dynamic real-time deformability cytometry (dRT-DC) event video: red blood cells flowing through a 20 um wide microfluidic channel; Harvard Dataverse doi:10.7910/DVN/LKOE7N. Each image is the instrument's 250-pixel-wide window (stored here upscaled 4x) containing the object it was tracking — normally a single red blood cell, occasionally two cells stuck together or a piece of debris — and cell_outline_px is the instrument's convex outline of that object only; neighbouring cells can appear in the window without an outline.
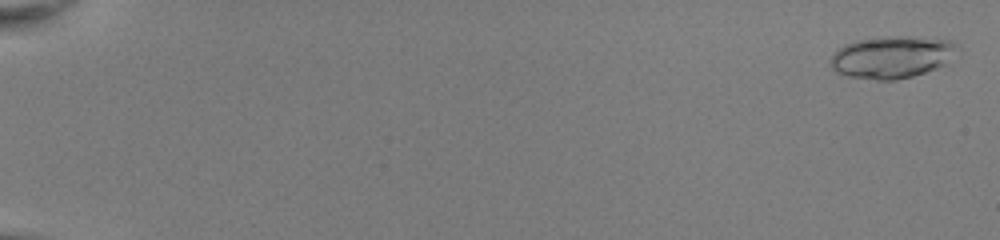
{"species": "common noctule bat (a hibernating species)", "species_latin": "Nyctalus noctula", "temperature_condition": "room temperature", "stored_images_in_passage": 52, "camera_frame_rate_fps": 3000, "um_per_image_px": 0.085, "animal": {"sex": "female", "body_mass_g": 22.0, "forearm_length_mm": 56.7}, "frame": {"image": 1, "passage_image": 2, "time_ms": 0.333, "image_size_px": [1000, 240], "cell_outline_px": [[960, 48], [944, 64], [936, 68], [912, 76], [896, 80], [876, 80], [848, 76], [836, 72], [832, 68], [832, 56], [844, 44], [856, 40], [908, 36], [952, 40]], "centroid_in_image_um": [75.84, 4.86], "position_along_channel_um": 9.2, "area_um2": 30.69}}
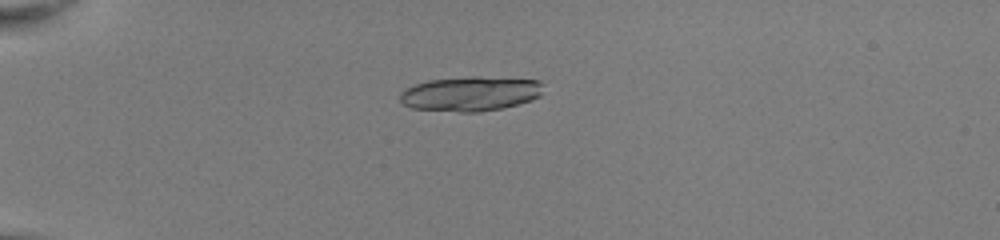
{"frame": {"image": 2, "passage_image": 16, "time_ms": 5.0, "image_size_px": [1000, 240], "cell_outline_px": [[540, 96], [532, 100], [504, 108], [480, 112], [460, 112], [412, 108], [404, 104], [400, 100], [400, 92], [404, 88], [428, 80], [472, 76], [480, 76], [540, 80]], "centroid_in_image_um": [39.97, 7.96], "position_along_channel_um": 45.0, "area_um2": 29.02}}